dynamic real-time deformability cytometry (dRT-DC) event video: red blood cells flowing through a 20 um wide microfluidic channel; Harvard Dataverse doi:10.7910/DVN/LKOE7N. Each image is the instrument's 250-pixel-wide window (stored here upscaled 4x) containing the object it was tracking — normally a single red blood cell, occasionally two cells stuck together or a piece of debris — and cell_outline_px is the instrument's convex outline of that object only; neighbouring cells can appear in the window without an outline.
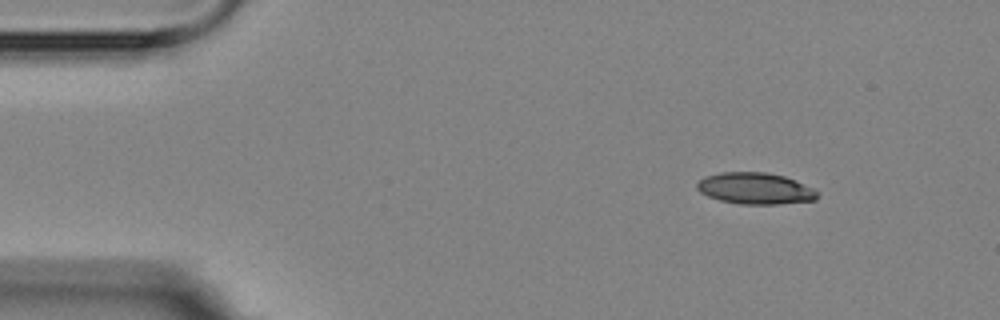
{"species": "Egyptian fruit bat (a non-hibernating species)", "species_latin": "Rousettus aegyptiacus", "temperature_condition": "room temperature", "stored_images_in_passage": 4, "camera_frame_rate_fps": 3000, "um_per_image_px": 0.085, "animal": {"sex": "female"}, "frame": {"image": 1, "passage_image": 1, "time_ms": 0.0, "image_size_px": [1000, 320], "cell_outline_px": [[816, 200], [776, 204], [740, 204], [720, 200], [708, 196], [700, 192], [696, 188], [696, 184], [704, 176], [720, 172], [764, 172], [784, 176], [812, 188], [816, 192]], "centroid_in_image_um": [64.13, 16.01], "position_along_channel_um": 20.9, "area_um2": 21.85}}
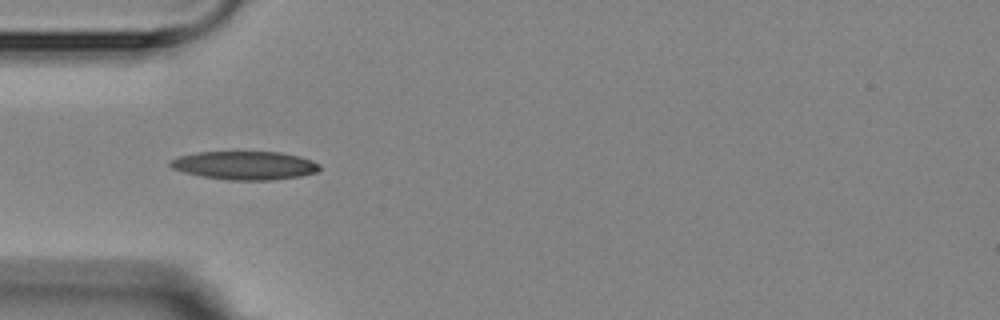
{"frame": {"image": 2, "passage_image": 3, "time_ms": 3.333, "image_size_px": [1000, 320], "cell_outline_px": [[320, 168], [316, 172], [300, 176], [272, 180], [228, 180], [200, 176], [184, 172], [172, 168], [168, 164], [172, 160], [180, 156], [196, 152], [280, 152], [300, 156], [312, 160], [320, 164]], "centroid_in_image_um": [20.82, 14.06], "position_along_channel_um": 64.2, "area_um2": 24.74}}
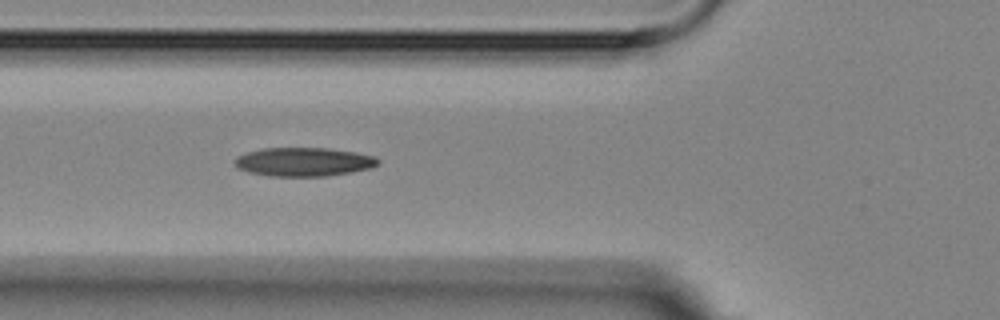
{"frame": {"image": 3, "passage_image": 4, "time_ms": 4.333, "image_size_px": [1000, 320], "cell_outline_px": [[380, 164], [372, 168], [352, 172], [328, 176], [272, 176], [248, 172], [236, 168], [236, 156], [248, 152], [264, 148], [328, 148], [356, 152], [376, 156], [380, 160]], "centroid_in_image_um": [25.87, 13.76], "position_along_channel_um": 99.9, "area_um2": 24.16}}